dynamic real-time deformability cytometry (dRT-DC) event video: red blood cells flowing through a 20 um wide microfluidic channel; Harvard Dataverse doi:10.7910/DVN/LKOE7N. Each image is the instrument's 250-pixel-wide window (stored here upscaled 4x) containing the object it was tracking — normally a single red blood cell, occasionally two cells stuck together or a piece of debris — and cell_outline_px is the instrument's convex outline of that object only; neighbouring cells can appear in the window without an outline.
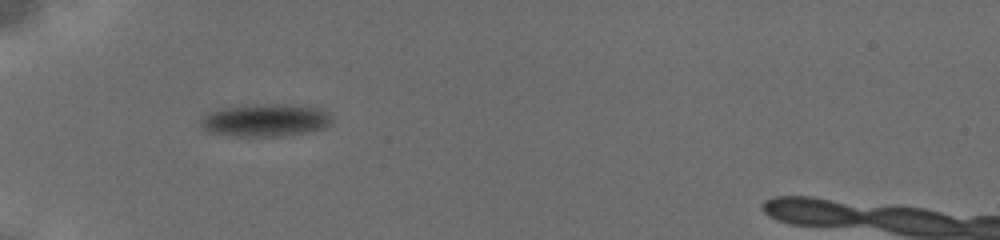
{"species": "common noctule bat (a hibernating species)", "species_latin": "Nyctalus noctula", "temperature_condition": "cold", "stored_images_in_passage": 43, "camera_frame_rate_fps": 3000, "um_per_image_px": 0.085, "animal": {"sex": "female", "body_mass_g": 19.5, "forearm_length_mm": 54.1}, "frame": {"image": 1, "passage_image": 1, "time_ms": 0.0, "image_size_px": [1000, 240], "cell_outline_px": [[328, 120], [320, 128], [304, 132], [280, 136], [224, 136], [208, 132], [204, 128], [200, 120], [212, 112], [224, 108], [256, 104], [276, 104], [304, 108], [316, 112], [324, 116]], "centroid_in_image_um": [22.3, 10.26], "position_along_channel_um": 62.7, "area_um2": 23.18}}
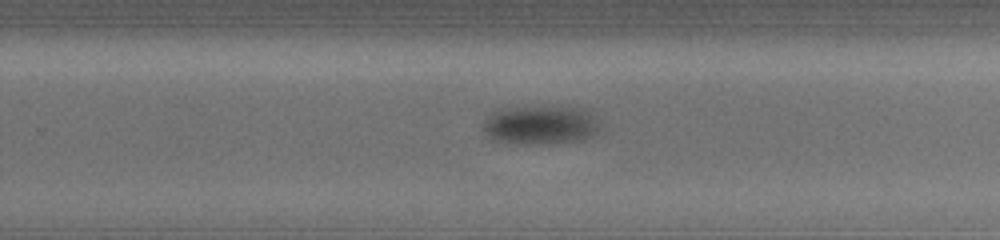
{"frame": {"image": 2, "passage_image": 25, "time_ms": 6.333, "image_size_px": [1000, 240], "cell_outline_px": [[596, 132], [592, 136], [580, 140], [492, 140], [484, 128], [488, 120], [496, 112], [524, 108], [584, 108], [592, 116], [596, 128]], "centroid_in_image_um": [46.01, 10.59], "position_along_channel_um": 283.8, "area_um2": 23.24}}
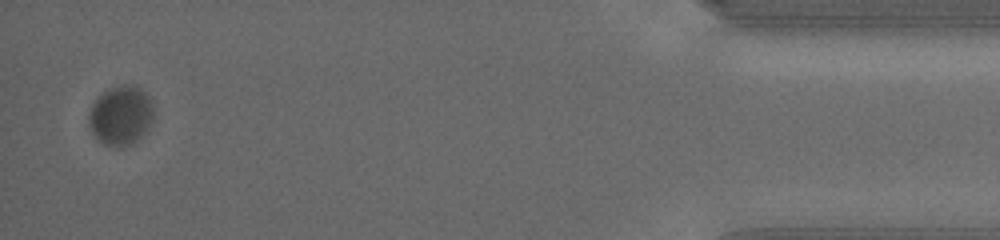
{"frame": {"image": 3, "passage_image": 42, "time_ms": 12.0, "image_size_px": [1000, 240], "cell_outline_px": [[152, 116], [148, 124], [140, 136], [132, 144], [104, 144], [92, 132], [88, 116], [92, 104], [104, 92], [112, 88], [136, 88], [144, 92], [152, 108]], "centroid_in_image_um": [10.21, 9.84], "position_along_channel_um": 425.0, "area_um2": 20.63}, "authors_computed_cell_mechanics": {"area_um2": 24.0448, "velocity_mm_per_s": 3.6726, "shape_relaxation_time_tau1_ms": 0.9808, "shape_relaxation_time_tau2_ms": null, "deformation_change_tau1": 0.0776, "deformation_change_tau2": null}}